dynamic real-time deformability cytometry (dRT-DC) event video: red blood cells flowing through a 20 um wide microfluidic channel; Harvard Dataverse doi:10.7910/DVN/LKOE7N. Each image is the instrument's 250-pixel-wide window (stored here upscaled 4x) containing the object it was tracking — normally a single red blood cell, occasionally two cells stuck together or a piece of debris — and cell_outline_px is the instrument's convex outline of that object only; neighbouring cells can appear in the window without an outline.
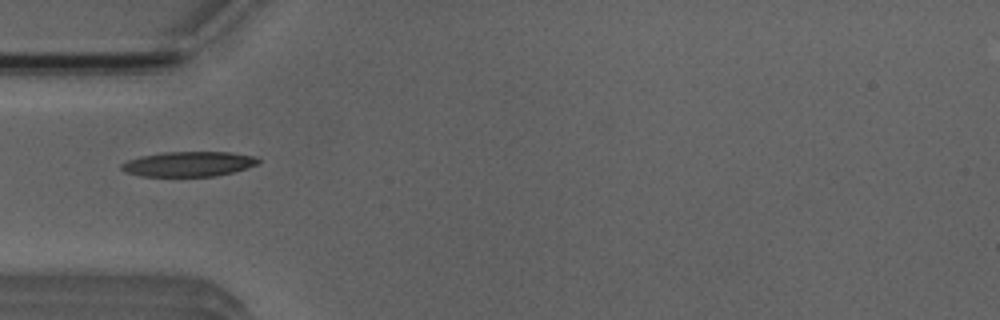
{"species": "Egyptian fruit bat (a non-hibernating species)", "species_latin": "Rousettus aegyptiacus", "temperature_condition": "room temperature", "stored_images_in_passage": 6, "camera_frame_rate_fps": 3000, "um_per_image_px": 0.085, "animal": {"sex": "male"}, "frame": {"image": 1, "passage_image": 5, "time_ms": 5.667, "image_size_px": [1000, 320], "cell_outline_px": [[260, 164], [232, 172], [212, 176], [140, 176], [124, 172], [120, 168], [120, 164], [128, 160], [140, 156], [160, 152], [232, 152], [256, 156], [260, 160]], "centroid_in_image_um": [16.02, 13.93], "position_along_channel_um": 69.0, "area_um2": 20.06}}